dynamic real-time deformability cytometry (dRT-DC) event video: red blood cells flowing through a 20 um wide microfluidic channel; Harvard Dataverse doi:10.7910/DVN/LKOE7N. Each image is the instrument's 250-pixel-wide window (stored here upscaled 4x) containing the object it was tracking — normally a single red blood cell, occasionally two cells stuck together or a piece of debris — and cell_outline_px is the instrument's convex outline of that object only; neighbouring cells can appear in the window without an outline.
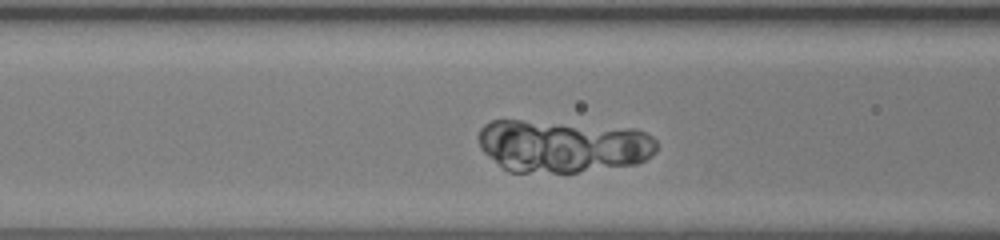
{"species": "human", "species_latin": "Homo sapiens", "temperature_condition": "room temperature", "stored_images_in_passage": 35, "camera_frame_rate_fps": 3000, "um_per_image_px": 0.085, "donor": {"sex": "female"}, "frame": {"image": 1, "passage_image": 7, "time_ms": 2.0, "image_size_px": [1000, 240], "cell_outline_px": [[656, 152], [644, 160], [636, 164], [576, 172], [508, 172], [488, 156], [480, 148], [480, 128], [484, 124], [492, 120], [520, 120], [636, 128], [652, 136], [656, 140]], "centroid_in_image_um": [47.84, 12.41], "position_along_channel_um": 118.8, "area_um2": 54.56}}
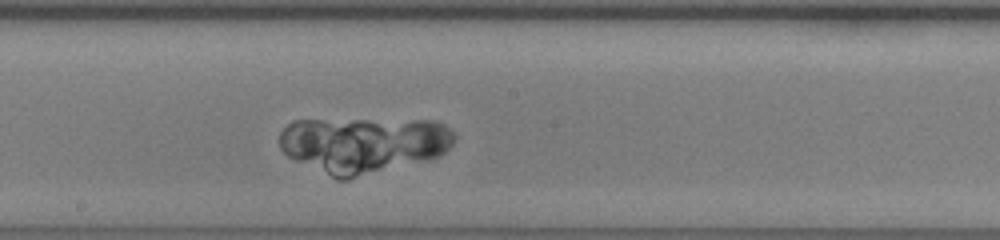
{"frame": {"image": 2, "passage_image": 14, "time_ms": 4.333, "image_size_px": [1000, 240], "cell_outline_px": [[456, 140], [440, 156], [348, 180], [336, 180], [288, 156], [280, 148], [280, 132], [292, 120], [432, 120], [444, 124], [456, 136]], "centroid_in_image_um": [30.88, 12.3], "position_along_channel_um": 217.3, "area_um2": 57.28}}
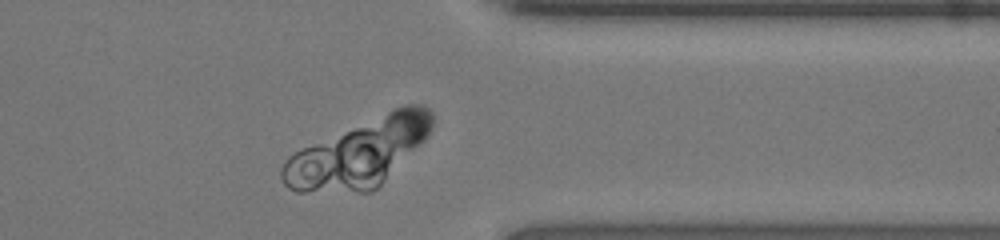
{"frame": {"image": 3, "passage_image": 26, "time_ms": 8.333, "image_size_px": [1000, 240], "cell_outline_px": [[432, 128], [424, 140], [372, 192], [296, 192], [288, 188], [284, 184], [280, 176], [280, 172], [284, 160], [288, 156], [304, 148], [404, 104], [424, 104], [432, 112]], "centroid_in_image_um": [30.5, 13.02], "position_along_channel_um": 380.9, "area_um2": 57.86}}